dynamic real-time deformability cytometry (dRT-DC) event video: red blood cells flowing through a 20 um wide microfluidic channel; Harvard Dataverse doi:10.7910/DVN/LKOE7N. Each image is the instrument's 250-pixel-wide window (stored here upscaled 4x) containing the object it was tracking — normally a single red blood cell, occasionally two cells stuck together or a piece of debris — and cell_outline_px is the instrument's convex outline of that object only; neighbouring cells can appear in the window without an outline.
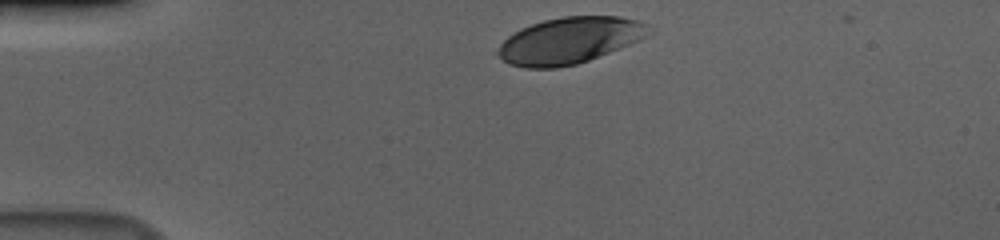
{"species": "human", "species_latin": "Homo sapiens", "temperature_condition": "cold", "stored_images_in_passage": 35, "camera_frame_rate_fps": 3000, "um_per_image_px": 0.085, "donor": {"sex": "male"}, "frame": {"image": 1, "passage_image": 1, "time_ms": 0.0, "image_size_px": [1000, 240], "cell_outline_px": [[644, 36], [628, 44], [588, 60], [576, 64], [556, 68], [524, 68], [508, 64], [496, 52], [500, 44], [508, 36], [520, 28], [544, 20], [560, 16], [620, 16], [636, 20], [644, 24]], "centroid_in_image_um": [48.28, 3.45], "position_along_channel_um": 36.7, "area_um2": 39.94}}
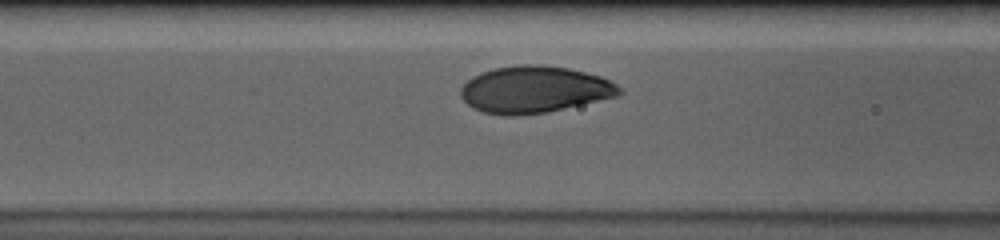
{"frame": {"image": 2, "passage_image": 12, "time_ms": 3.667, "image_size_px": [1000, 240], "cell_outline_px": [[624, 92], [616, 96], [548, 112], [512, 116], [504, 116], [484, 112], [468, 104], [460, 96], [460, 88], [472, 76], [480, 72], [492, 68], [516, 64], [544, 64], [568, 68], [600, 76], [616, 84]], "centroid_in_image_um": [45.39, 7.59], "position_along_channel_um": 121.2, "area_um2": 43.35}}
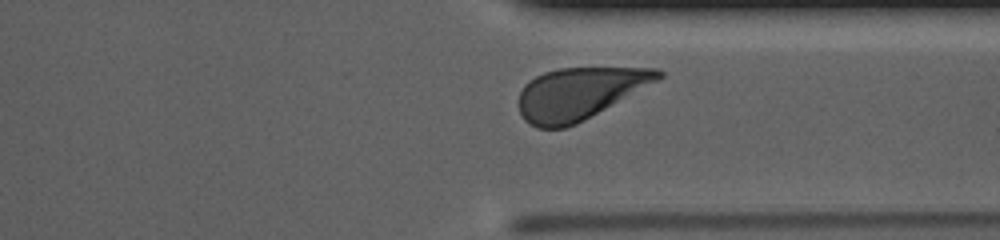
{"frame": {"image": 3, "passage_image": 32, "time_ms": 10.333, "image_size_px": [1000, 240], "cell_outline_px": [[664, 76], [660, 80], [576, 124], [564, 128], [536, 128], [524, 120], [520, 112], [520, 92], [524, 84], [536, 76], [544, 72], [560, 68], [660, 68], [664, 72]], "centroid_in_image_um": [49.27, 7.94], "position_along_channel_um": 362.1, "area_um2": 42.08}, "authors_computed_cell_mechanics": {"area_um2": 42.7142, "velocity_mm_per_s": 3.6138, "shape_relaxation_time_tau1_ms": 2.856, "shape_relaxation_time_tau2_ms": null, "deformation_change_tau1": 0.1474, "deformation_change_tau2": null}}